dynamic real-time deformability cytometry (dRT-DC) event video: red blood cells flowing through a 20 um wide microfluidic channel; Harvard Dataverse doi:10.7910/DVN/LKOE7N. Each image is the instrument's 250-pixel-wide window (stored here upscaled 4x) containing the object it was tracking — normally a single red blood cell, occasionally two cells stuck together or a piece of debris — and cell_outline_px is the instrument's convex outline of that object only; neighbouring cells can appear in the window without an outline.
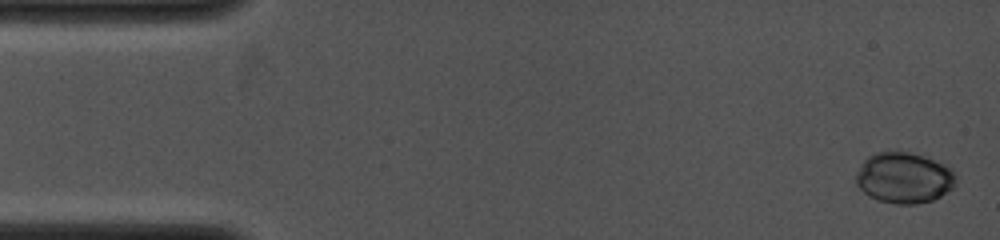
{"species": "common noctule bat (a hibernating species)", "species_latin": "Nyctalus noctula", "temperature_condition": "cold", "stored_images_in_passage": 19, "camera_frame_rate_fps": 4000, "um_per_image_px": 0.085, "animal": {"sex": "female", "body_mass_g": 19.0, "forearm_length_mm": 53.3}, "frame": {"image": 1, "passage_image": 1, "time_ms": 0.0, "image_size_px": [1000, 240], "cell_outline_px": [[956, 184], [952, 188], [940, 196], [932, 200], [916, 204], [896, 204], [876, 200], [868, 196], [856, 184], [856, 172], [864, 160], [868, 156], [876, 152], [908, 152], [948, 164], [956, 172]], "centroid_in_image_um": [76.86, 15.12], "position_along_channel_um": 8.1, "area_um2": 29.82}}
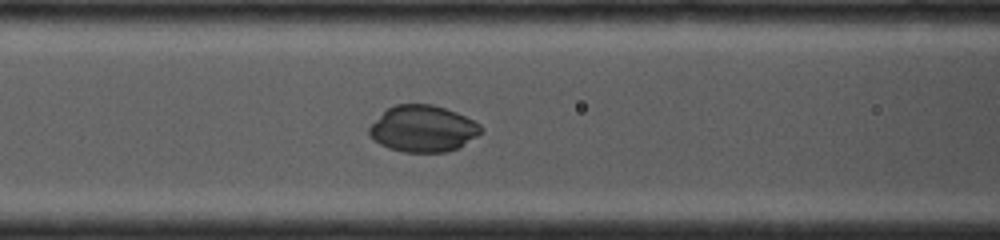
{"frame": {"image": 2, "passage_image": 12, "time_ms": 5.5, "image_size_px": [1000, 240], "cell_outline_px": [[484, 132], [460, 148], [448, 152], [404, 152], [388, 148], [380, 144], [368, 136], [368, 128], [388, 108], [396, 104], [432, 104], [456, 112], [480, 124], [484, 128]], "centroid_in_image_um": [35.99, 10.96], "position_along_channel_um": 130.6, "area_um2": 30.46}}
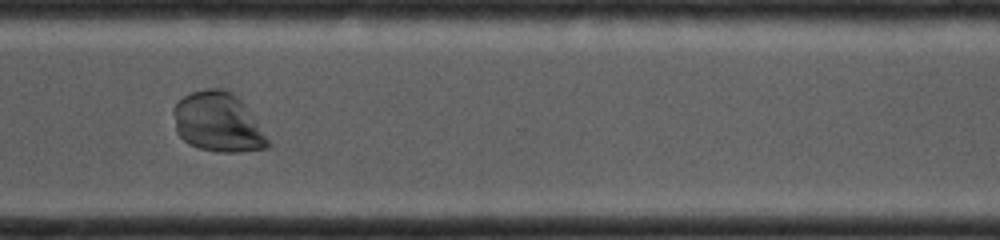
{"frame": {"image": 3, "passage_image": 18, "time_ms": 10.5, "image_size_px": [1000, 240], "cell_outline_px": [[268, 148], [240, 152], [220, 152], [200, 148], [188, 144], [176, 132], [172, 112], [172, 108], [184, 96], [192, 92], [204, 88], [224, 88], [232, 92], [240, 100], [268, 140]], "centroid_in_image_um": [18.46, 10.39], "position_along_channel_um": 352.1, "area_um2": 32.31}}